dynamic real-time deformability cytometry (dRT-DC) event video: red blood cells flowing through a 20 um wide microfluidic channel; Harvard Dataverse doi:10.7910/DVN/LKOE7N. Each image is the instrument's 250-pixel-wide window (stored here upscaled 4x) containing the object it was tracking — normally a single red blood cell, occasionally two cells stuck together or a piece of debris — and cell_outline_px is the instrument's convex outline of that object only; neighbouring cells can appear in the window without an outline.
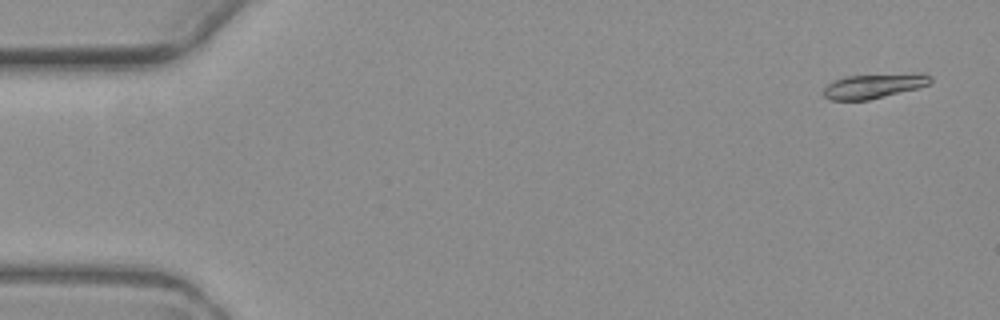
{"species": "common noctule bat (a hibernating species)", "species_latin": "Nyctalus noctula", "temperature_condition": "warm", "stored_images_in_passage": 4, "camera_frame_rate_fps": 3000, "um_per_image_px": 0.085, "animal": {"sex": "female", "body_mass_g": 19.3, "forearm_length_mm": 54.1}, "frame": {"image": 1, "passage_image": 1, "time_ms": 0.0, "image_size_px": [1000, 320], "cell_outline_px": [[932, 80], [928, 84], [920, 88], [868, 100], [832, 100], [824, 96], [824, 88], [828, 84], [844, 76], [920, 72], [924, 72], [932, 76]], "centroid_in_image_um": [74.36, 7.28], "position_along_channel_um": 10.6, "area_um2": 15.61}}
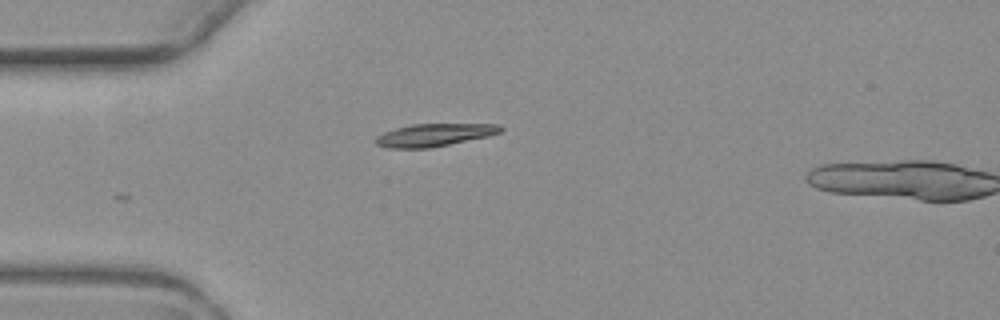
{"frame": {"image": 2, "passage_image": 4, "time_ms": 4.333, "image_size_px": [1000, 320], "cell_outline_px": [[504, 128], [500, 132], [488, 136], [432, 148], [388, 148], [376, 144], [376, 136], [384, 132], [396, 128], [412, 124], [500, 124]], "centroid_in_image_um": [36.92, 11.47], "position_along_channel_um": 48.1, "area_um2": 16.47}}